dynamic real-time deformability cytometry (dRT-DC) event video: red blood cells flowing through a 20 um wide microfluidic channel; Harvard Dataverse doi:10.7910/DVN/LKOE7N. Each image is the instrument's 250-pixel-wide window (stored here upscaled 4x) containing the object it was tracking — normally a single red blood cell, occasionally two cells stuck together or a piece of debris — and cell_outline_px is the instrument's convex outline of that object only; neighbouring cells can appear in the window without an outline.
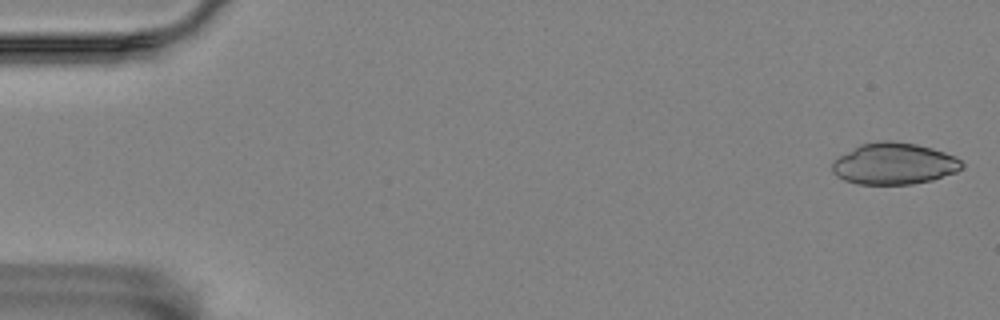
{"species": "Egyptian fruit bat (a non-hibernating species)", "species_latin": "Rousettus aegyptiacus", "temperature_condition": "room temperature", "stored_images_in_passage": 20, "camera_frame_rate_fps": 3000, "um_per_image_px": 0.085, "animal": {"sex": "female"}, "frame": {"image": 1, "passage_image": 1, "time_ms": 0.0, "image_size_px": [1000, 320], "cell_outline_px": [[964, 168], [956, 172], [932, 180], [912, 184], [856, 184], [844, 180], [836, 176], [832, 172], [832, 164], [840, 156], [860, 144], [880, 140], [888, 140], [916, 144], [932, 148], [956, 156], [964, 164]], "centroid_in_image_um": [76.01, 13.92], "position_along_channel_um": 9.0, "area_um2": 31.44}}
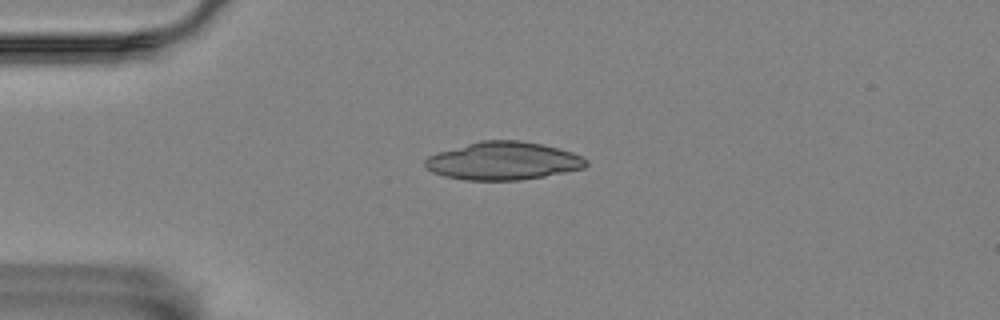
{"frame": {"image": 2, "passage_image": 13, "time_ms": 4.0, "image_size_px": [1000, 320], "cell_outline_px": [[588, 164], [584, 168], [544, 176], [520, 180], [464, 180], [444, 176], [432, 172], [424, 164], [424, 160], [428, 156], [436, 152], [480, 140], [520, 140], [544, 144], [560, 148], [572, 152], [588, 160]], "centroid_in_image_um": [42.76, 13.67], "position_along_channel_um": 42.2, "area_um2": 35.84}}